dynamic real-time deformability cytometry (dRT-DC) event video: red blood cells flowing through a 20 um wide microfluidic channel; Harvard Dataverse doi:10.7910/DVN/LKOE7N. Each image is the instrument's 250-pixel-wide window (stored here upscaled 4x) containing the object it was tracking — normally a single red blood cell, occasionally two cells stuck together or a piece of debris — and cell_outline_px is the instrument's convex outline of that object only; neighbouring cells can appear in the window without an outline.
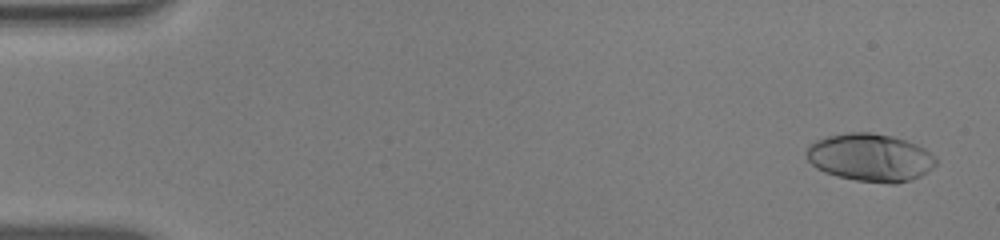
{"species": "human", "species_latin": "Homo sapiens", "temperature_condition": "warm", "stored_images_in_passage": 54, "camera_frame_rate_fps": 3000, "um_per_image_px": 0.085, "donor": {"sex": "male"}, "frame": {"image": 1, "passage_image": 3, "time_ms": 0.667, "image_size_px": [1000, 240], "cell_outline_px": [[936, 164], [928, 172], [912, 180], [896, 184], [888, 184], [856, 180], [836, 176], [824, 172], [816, 168], [808, 160], [804, 152], [808, 144], [816, 140], [828, 136], [848, 132], [872, 132], [892, 136], [916, 144], [924, 148], [936, 156]], "centroid_in_image_um": [73.96, 13.39], "position_along_channel_um": 11.0, "area_um2": 36.47}}
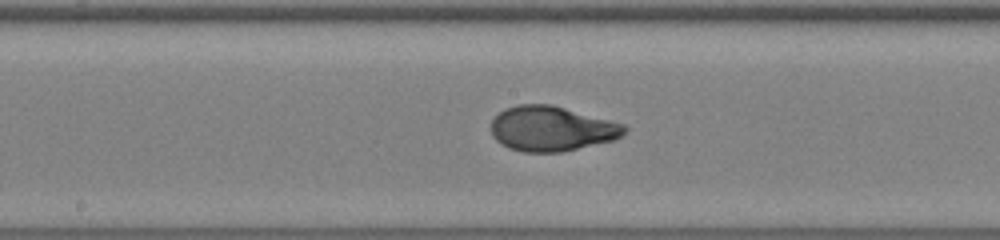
{"frame": {"image": 2, "passage_image": 29, "time_ms": 9.333, "image_size_px": [1000, 240], "cell_outline_px": [[628, 132], [612, 140], [560, 152], [524, 152], [508, 148], [496, 140], [492, 136], [492, 120], [504, 108], [520, 104], [552, 104], [624, 124], [628, 128]], "centroid_in_image_um": [46.88, 10.93], "position_along_channel_um": 201.3, "area_um2": 34.8}}
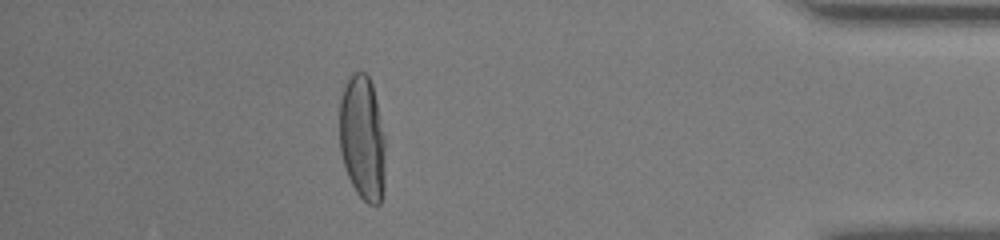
{"frame": {"image": 3, "passage_image": 48, "time_ms": 15.667, "image_size_px": [1000, 240], "cell_outline_px": [[384, 192], [380, 204], [368, 204], [356, 192], [348, 176], [340, 152], [340, 100], [344, 84], [352, 72], [364, 72], [368, 76], [372, 84], [376, 100], [384, 136]], "centroid_in_image_um": [30.8, 11.74], "position_along_channel_um": 404.4, "area_um2": 33.35}, "authors_computed_cell_mechanics": {"area_um2": 34.5355, "velocity_mm_per_s": 3.8963, "shape_relaxation_time_tau1_ms": 5.1255, "shape_relaxation_time_tau2_ms": null, "deformation_change_tau1": 0.2934, "deformation_change_tau2": null}}